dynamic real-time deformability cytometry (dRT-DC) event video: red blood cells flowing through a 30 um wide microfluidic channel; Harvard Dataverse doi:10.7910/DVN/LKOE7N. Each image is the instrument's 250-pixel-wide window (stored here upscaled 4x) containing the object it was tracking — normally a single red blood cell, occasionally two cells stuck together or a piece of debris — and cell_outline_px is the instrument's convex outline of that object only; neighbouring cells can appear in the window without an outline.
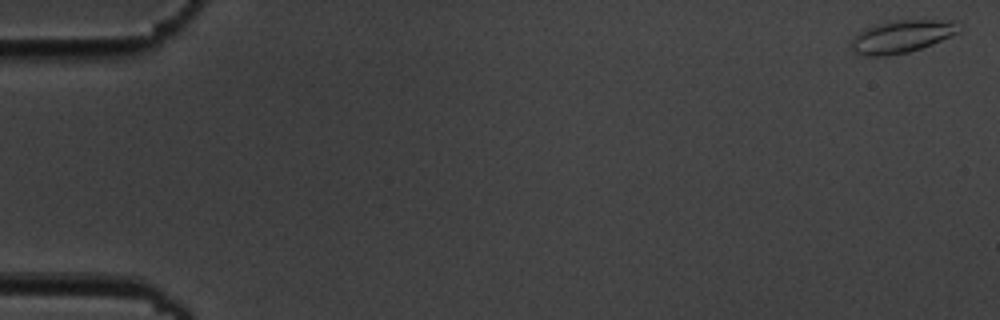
{"species": "common noctule bat (a hibernating species)", "species_latin": "Nyctalus noctula", "temperature_condition": "cold", "stored_images_in_passage": 7, "camera_frame_rate_fps": 3000, "um_per_image_px": 0.085, "animal": {"sex": "male", "body_mass_g": 19.5, "forearm_length_mm": 54.6}, "frame": {"image": 1, "passage_image": 1, "time_ms": 0.0, "image_size_px": [1000, 320], "cell_outline_px": [[960, 32], [932, 44], [908, 52], [888, 56], [864, 56], [852, 52], [852, 40], [860, 32], [876, 24], [888, 20], [936, 20], [952, 24]], "centroid_in_image_um": [76.54, 3.13], "position_along_channel_um": 8.5, "area_um2": 19.88}}
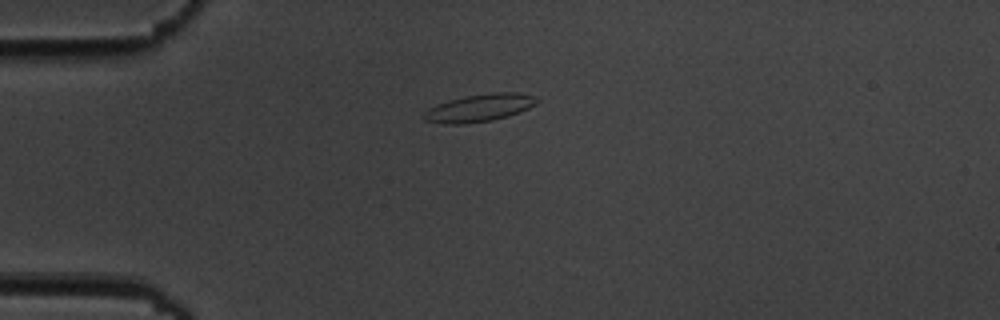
{"frame": {"image": 2, "passage_image": 5, "time_ms": 4.667, "image_size_px": [1000, 320], "cell_outline_px": [[540, 100], [536, 104], [520, 112], [508, 116], [492, 120], [460, 124], [444, 124], [424, 120], [424, 112], [428, 108], [436, 104], [448, 100], [464, 96], [492, 92], [516, 92], [536, 96]], "centroid_in_image_um": [40.76, 9.15], "position_along_channel_um": 44.2, "area_um2": 18.26}}